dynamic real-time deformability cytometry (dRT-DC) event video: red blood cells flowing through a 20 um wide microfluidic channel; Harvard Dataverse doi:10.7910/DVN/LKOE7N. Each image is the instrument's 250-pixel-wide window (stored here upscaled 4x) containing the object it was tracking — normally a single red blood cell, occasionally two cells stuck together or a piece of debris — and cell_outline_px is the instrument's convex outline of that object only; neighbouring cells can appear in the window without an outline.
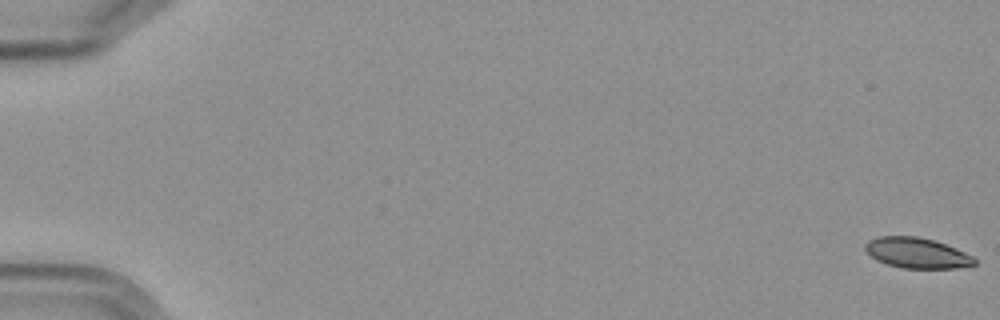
{"species": "Egyptian fruit bat (a non-hibernating species)", "species_latin": "Rousettus aegyptiacus", "temperature_condition": "cold", "stored_images_in_passage": 4, "camera_frame_rate_fps": 3000, "um_per_image_px": 0.085, "frame": {"image": 1, "passage_image": 1, "time_ms": 0.0, "image_size_px": [1000, 320], "cell_outline_px": [[976, 264], [956, 268], [904, 268], [888, 264], [876, 260], [864, 248], [864, 244], [868, 240], [876, 236], [916, 236], [932, 240], [956, 248], [972, 256], [976, 260]], "centroid_in_image_um": [77.91, 21.49], "position_along_channel_um": 7.1, "area_um2": 19.25}}